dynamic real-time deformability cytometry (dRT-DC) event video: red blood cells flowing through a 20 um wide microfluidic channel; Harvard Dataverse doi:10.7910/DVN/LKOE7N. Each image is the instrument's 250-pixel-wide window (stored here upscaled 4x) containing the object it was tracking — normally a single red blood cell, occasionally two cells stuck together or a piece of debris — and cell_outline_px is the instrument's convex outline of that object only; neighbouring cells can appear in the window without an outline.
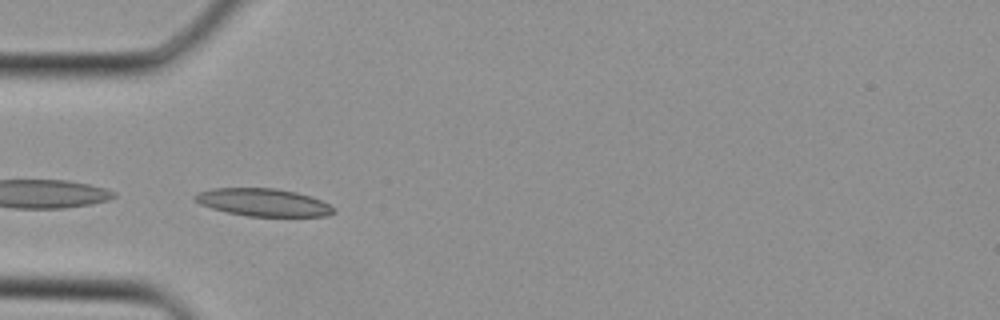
{"species": "Egyptian fruit bat (a non-hibernating species)", "species_latin": "Rousettus aegyptiacus", "temperature_condition": "cold", "stored_images_in_passage": 31, "camera_frame_rate_fps": 3000, "um_per_image_px": 0.085, "animal": {"sex": "female"}, "frame": {"image": 1, "passage_image": 6, "time_ms": 1.667, "image_size_px": [1000, 320], "cell_outline_px": [[336, 212], [328, 216], [248, 216], [228, 212], [212, 208], [200, 204], [192, 196], [196, 192], [212, 188], [276, 188], [296, 192], [312, 196], [336, 208]], "centroid_in_image_um": [22.39, 17.19], "position_along_channel_um": 62.6, "area_um2": 22.43}}
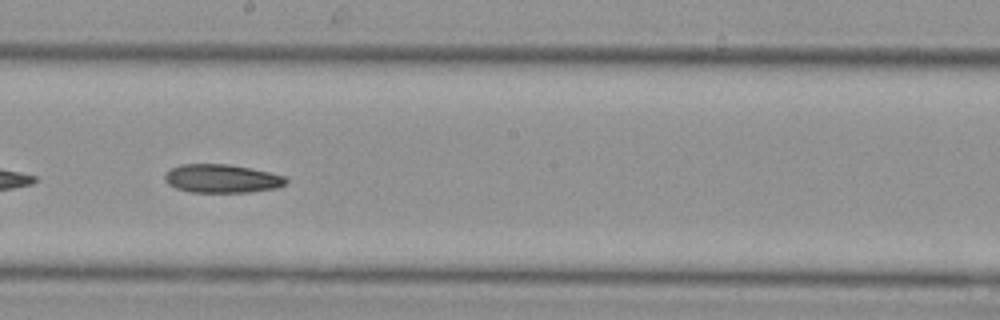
{"frame": {"image": 2, "passage_image": 15, "time_ms": 4.667, "image_size_px": [1000, 320], "cell_outline_px": [[288, 180], [284, 184], [276, 188], [248, 192], [192, 192], [176, 188], [168, 184], [164, 180], [164, 176], [172, 168], [180, 164], [228, 164], [268, 172], [284, 176]], "centroid_in_image_um": [18.83, 15.18], "position_along_channel_um": 229.4, "area_um2": 19.88}}
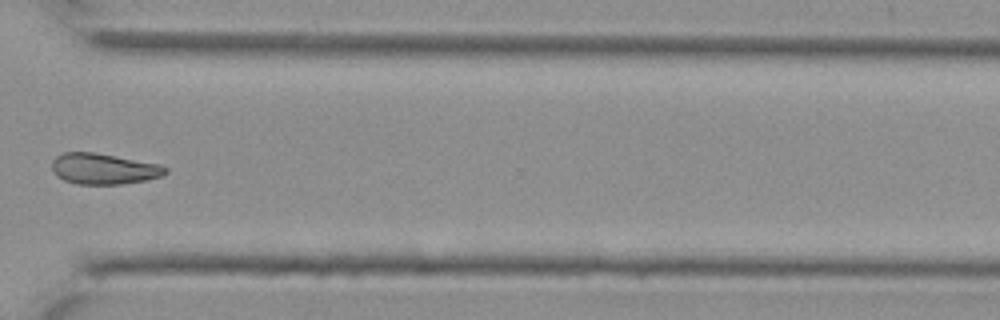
{"frame": {"image": 3, "passage_image": 22, "time_ms": 7.0, "image_size_px": [1000, 320], "cell_outline_px": [[168, 172], [160, 176], [144, 180], [120, 184], [76, 184], [64, 180], [56, 176], [52, 168], [52, 160], [56, 156], [64, 152], [92, 152], [160, 164], [168, 168]], "centroid_in_image_um": [8.79, 14.35], "position_along_channel_um": 361.8, "area_um2": 20.29}}